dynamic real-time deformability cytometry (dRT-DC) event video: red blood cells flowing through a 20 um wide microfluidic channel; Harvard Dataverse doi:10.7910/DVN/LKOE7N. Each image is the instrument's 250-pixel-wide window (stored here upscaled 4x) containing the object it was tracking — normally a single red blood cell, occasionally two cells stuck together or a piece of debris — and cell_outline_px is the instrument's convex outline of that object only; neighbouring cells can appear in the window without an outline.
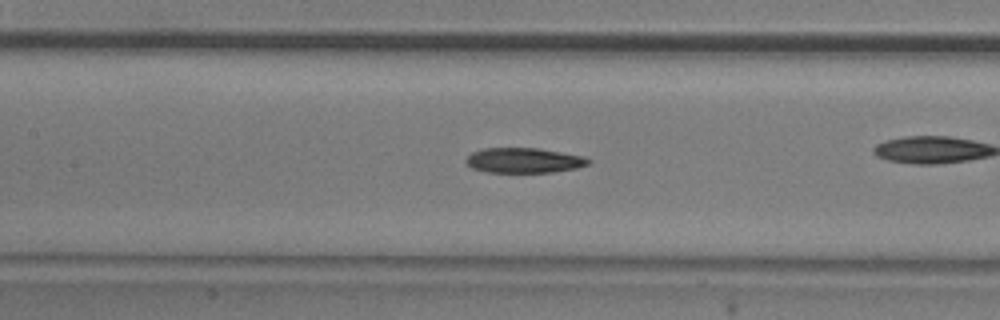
{"species": "common noctule bat (a hibernating species)", "species_latin": "Nyctalus noctula", "temperature_condition": "room temperature", "stored_images_in_passage": 42, "camera_frame_rate_fps": 3000, "um_per_image_px": 0.085, "animal": {"sex": "male", "body_mass_g": 20.5, "forearm_length_mm": 52.5}, "frame": {"image": 1, "passage_image": 24, "time_ms": 7.667, "image_size_px": [1000, 320], "cell_outline_px": [[592, 160], [588, 164], [576, 168], [552, 172], [488, 172], [472, 168], [464, 160], [472, 152], [484, 148], [536, 148], [584, 156]], "centroid_in_image_um": [44.53, 13.63], "position_along_channel_um": 162.9, "area_um2": 17.74}}